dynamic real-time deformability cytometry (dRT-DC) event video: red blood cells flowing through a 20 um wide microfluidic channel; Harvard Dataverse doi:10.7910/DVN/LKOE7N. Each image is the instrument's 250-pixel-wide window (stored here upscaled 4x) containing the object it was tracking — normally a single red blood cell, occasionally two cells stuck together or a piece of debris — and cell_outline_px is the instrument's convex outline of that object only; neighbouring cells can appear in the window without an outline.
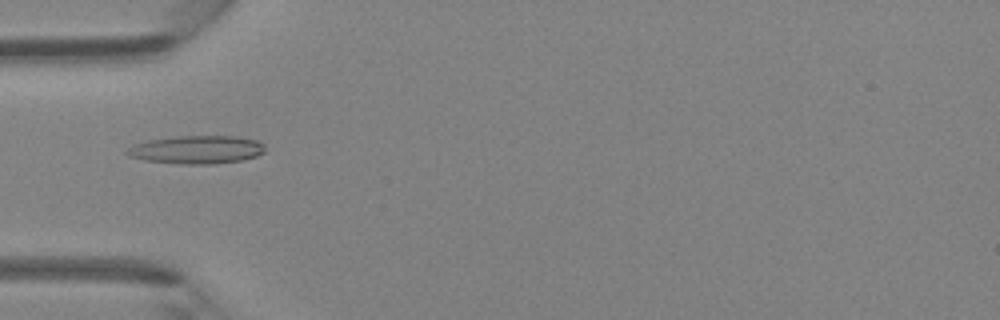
{"species": "Egyptian fruit bat (a non-hibernating species)", "species_latin": "Rousettus aegyptiacus", "temperature_condition": "room temperature", "stored_images_in_passage": 32, "camera_frame_rate_fps": 3000, "um_per_image_px": 0.085, "animal": {"sex": "female"}, "frame": {"image": 1, "passage_image": 1, "time_ms": 0.0, "image_size_px": [1000, 320], "cell_outline_px": [[264, 152], [256, 156], [240, 160], [212, 164], [180, 164], [144, 160], [128, 156], [124, 152], [128, 148], [136, 144], [148, 140], [176, 136], [236, 136], [256, 140], [264, 144]], "centroid_in_image_um": [16.7, 12.72], "position_along_channel_um": 68.3, "area_um2": 22.6}}
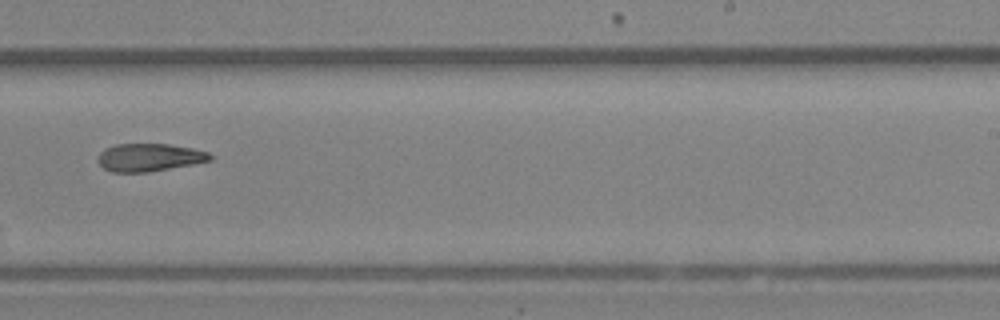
{"frame": {"image": 2, "passage_image": 15, "time_ms": 4.667, "image_size_px": [1000, 320], "cell_outline_px": [[212, 160], [192, 164], [148, 172], [112, 172], [104, 168], [96, 160], [100, 152], [104, 148], [116, 144], [168, 144], [192, 148], [208, 152], [212, 156]], "centroid_in_image_um": [12.66, 13.37], "position_along_channel_um": 276.3, "area_um2": 18.15}}
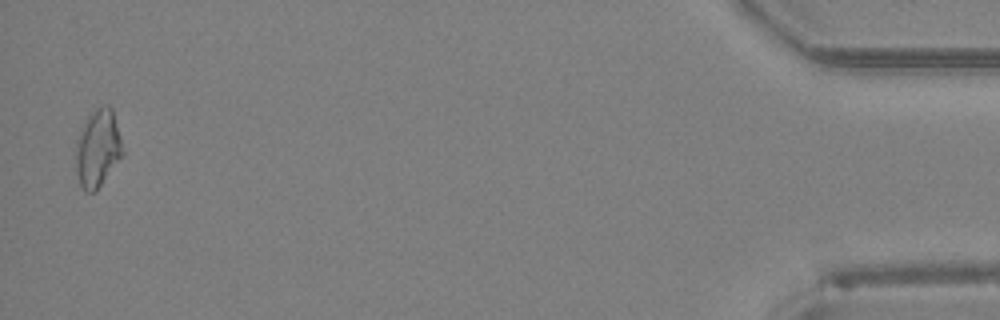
{"frame": {"image": 3, "passage_image": 31, "time_ms": 10.0, "image_size_px": [1000, 320], "cell_outline_px": [[124, 152], [100, 184], [92, 192], [84, 192], [80, 184], [76, 172], [76, 140], [84, 120], [96, 108], [104, 104], [108, 104], [112, 108], [120, 136]], "centroid_in_image_um": [8.29, 12.55], "position_along_channel_um": 426.9, "area_um2": 20.87}}